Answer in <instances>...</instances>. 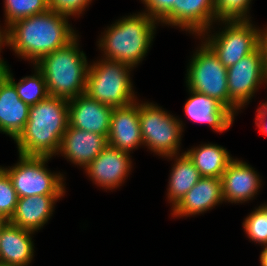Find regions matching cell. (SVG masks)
<instances>
[{
	"mask_svg": "<svg viewBox=\"0 0 267 266\" xmlns=\"http://www.w3.org/2000/svg\"><path fill=\"white\" fill-rule=\"evenodd\" d=\"M32 231L7 221L0 233V262L9 266H27L33 258Z\"/></svg>",
	"mask_w": 267,
	"mask_h": 266,
	"instance_id": "ffe728a7",
	"label": "cell"
},
{
	"mask_svg": "<svg viewBox=\"0 0 267 266\" xmlns=\"http://www.w3.org/2000/svg\"><path fill=\"white\" fill-rule=\"evenodd\" d=\"M221 178L201 177L172 209L174 217L196 215L222 203Z\"/></svg>",
	"mask_w": 267,
	"mask_h": 266,
	"instance_id": "ac0fdd59",
	"label": "cell"
},
{
	"mask_svg": "<svg viewBox=\"0 0 267 266\" xmlns=\"http://www.w3.org/2000/svg\"><path fill=\"white\" fill-rule=\"evenodd\" d=\"M35 75L22 78L15 82L8 66L2 73L14 84L21 100L29 106L45 100L49 95L43 74L35 67Z\"/></svg>",
	"mask_w": 267,
	"mask_h": 266,
	"instance_id": "cb8c5ba5",
	"label": "cell"
},
{
	"mask_svg": "<svg viewBox=\"0 0 267 266\" xmlns=\"http://www.w3.org/2000/svg\"><path fill=\"white\" fill-rule=\"evenodd\" d=\"M146 5L148 16L160 22L177 5V0H142Z\"/></svg>",
	"mask_w": 267,
	"mask_h": 266,
	"instance_id": "f546056e",
	"label": "cell"
},
{
	"mask_svg": "<svg viewBox=\"0 0 267 266\" xmlns=\"http://www.w3.org/2000/svg\"><path fill=\"white\" fill-rule=\"evenodd\" d=\"M133 68L118 61L102 59L88 67L85 94L113 108L135 101L129 71Z\"/></svg>",
	"mask_w": 267,
	"mask_h": 266,
	"instance_id": "5b68a950",
	"label": "cell"
},
{
	"mask_svg": "<svg viewBox=\"0 0 267 266\" xmlns=\"http://www.w3.org/2000/svg\"><path fill=\"white\" fill-rule=\"evenodd\" d=\"M29 108L19 97L14 84L0 72V132L15 140L25 127Z\"/></svg>",
	"mask_w": 267,
	"mask_h": 266,
	"instance_id": "e0dca14e",
	"label": "cell"
},
{
	"mask_svg": "<svg viewBox=\"0 0 267 266\" xmlns=\"http://www.w3.org/2000/svg\"><path fill=\"white\" fill-rule=\"evenodd\" d=\"M260 46L264 53V62L267 71V29L265 31L261 30L260 32Z\"/></svg>",
	"mask_w": 267,
	"mask_h": 266,
	"instance_id": "1f68e13d",
	"label": "cell"
},
{
	"mask_svg": "<svg viewBox=\"0 0 267 266\" xmlns=\"http://www.w3.org/2000/svg\"><path fill=\"white\" fill-rule=\"evenodd\" d=\"M112 112V106L91 99L84 93L68 100V126L107 137Z\"/></svg>",
	"mask_w": 267,
	"mask_h": 266,
	"instance_id": "8fae6325",
	"label": "cell"
},
{
	"mask_svg": "<svg viewBox=\"0 0 267 266\" xmlns=\"http://www.w3.org/2000/svg\"><path fill=\"white\" fill-rule=\"evenodd\" d=\"M259 179L249 164L233 159L221 177L223 200L231 203L251 200L261 186Z\"/></svg>",
	"mask_w": 267,
	"mask_h": 266,
	"instance_id": "2e32d148",
	"label": "cell"
},
{
	"mask_svg": "<svg viewBox=\"0 0 267 266\" xmlns=\"http://www.w3.org/2000/svg\"><path fill=\"white\" fill-rule=\"evenodd\" d=\"M158 22L146 12L130 15L108 27L99 40L106 60L118 61L134 67L145 57Z\"/></svg>",
	"mask_w": 267,
	"mask_h": 266,
	"instance_id": "277c9868",
	"label": "cell"
},
{
	"mask_svg": "<svg viewBox=\"0 0 267 266\" xmlns=\"http://www.w3.org/2000/svg\"><path fill=\"white\" fill-rule=\"evenodd\" d=\"M77 40L76 37L34 64L45 78L49 96L70 100L85 93L89 65Z\"/></svg>",
	"mask_w": 267,
	"mask_h": 266,
	"instance_id": "3957f363",
	"label": "cell"
},
{
	"mask_svg": "<svg viewBox=\"0 0 267 266\" xmlns=\"http://www.w3.org/2000/svg\"><path fill=\"white\" fill-rule=\"evenodd\" d=\"M6 26L17 20L46 12L48 0H5Z\"/></svg>",
	"mask_w": 267,
	"mask_h": 266,
	"instance_id": "d4e9b609",
	"label": "cell"
},
{
	"mask_svg": "<svg viewBox=\"0 0 267 266\" xmlns=\"http://www.w3.org/2000/svg\"><path fill=\"white\" fill-rule=\"evenodd\" d=\"M63 195H38L18 198L9 222L22 229L35 232L49 220L55 202Z\"/></svg>",
	"mask_w": 267,
	"mask_h": 266,
	"instance_id": "44dd1931",
	"label": "cell"
},
{
	"mask_svg": "<svg viewBox=\"0 0 267 266\" xmlns=\"http://www.w3.org/2000/svg\"><path fill=\"white\" fill-rule=\"evenodd\" d=\"M107 140L109 145L126 152L143 144L138 103L113 108Z\"/></svg>",
	"mask_w": 267,
	"mask_h": 266,
	"instance_id": "5bb4252c",
	"label": "cell"
},
{
	"mask_svg": "<svg viewBox=\"0 0 267 266\" xmlns=\"http://www.w3.org/2000/svg\"><path fill=\"white\" fill-rule=\"evenodd\" d=\"M108 145L107 137L68 126L58 153L86 168Z\"/></svg>",
	"mask_w": 267,
	"mask_h": 266,
	"instance_id": "9a60e30c",
	"label": "cell"
},
{
	"mask_svg": "<svg viewBox=\"0 0 267 266\" xmlns=\"http://www.w3.org/2000/svg\"><path fill=\"white\" fill-rule=\"evenodd\" d=\"M67 17L48 9L46 12L17 20L7 27V45L16 54L31 59L35 64L77 37L68 24Z\"/></svg>",
	"mask_w": 267,
	"mask_h": 266,
	"instance_id": "6da1fadb",
	"label": "cell"
},
{
	"mask_svg": "<svg viewBox=\"0 0 267 266\" xmlns=\"http://www.w3.org/2000/svg\"><path fill=\"white\" fill-rule=\"evenodd\" d=\"M184 153L199 170L201 177L221 178L233 160L225 148L216 144L201 145Z\"/></svg>",
	"mask_w": 267,
	"mask_h": 266,
	"instance_id": "7402d4cb",
	"label": "cell"
},
{
	"mask_svg": "<svg viewBox=\"0 0 267 266\" xmlns=\"http://www.w3.org/2000/svg\"><path fill=\"white\" fill-rule=\"evenodd\" d=\"M139 122L143 145L165 157L177 155L182 122L152 103L139 104Z\"/></svg>",
	"mask_w": 267,
	"mask_h": 266,
	"instance_id": "8992f818",
	"label": "cell"
},
{
	"mask_svg": "<svg viewBox=\"0 0 267 266\" xmlns=\"http://www.w3.org/2000/svg\"><path fill=\"white\" fill-rule=\"evenodd\" d=\"M261 266H267V244L264 245V249L260 255Z\"/></svg>",
	"mask_w": 267,
	"mask_h": 266,
	"instance_id": "836d02e7",
	"label": "cell"
},
{
	"mask_svg": "<svg viewBox=\"0 0 267 266\" xmlns=\"http://www.w3.org/2000/svg\"><path fill=\"white\" fill-rule=\"evenodd\" d=\"M68 125L67 99L48 96L31 105L25 127L14 140L19 154L49 158L58 154Z\"/></svg>",
	"mask_w": 267,
	"mask_h": 266,
	"instance_id": "7a4b0ae2",
	"label": "cell"
},
{
	"mask_svg": "<svg viewBox=\"0 0 267 266\" xmlns=\"http://www.w3.org/2000/svg\"><path fill=\"white\" fill-rule=\"evenodd\" d=\"M251 0H215V20H249L247 12Z\"/></svg>",
	"mask_w": 267,
	"mask_h": 266,
	"instance_id": "4316f807",
	"label": "cell"
},
{
	"mask_svg": "<svg viewBox=\"0 0 267 266\" xmlns=\"http://www.w3.org/2000/svg\"><path fill=\"white\" fill-rule=\"evenodd\" d=\"M0 266H9V265L0 262Z\"/></svg>",
	"mask_w": 267,
	"mask_h": 266,
	"instance_id": "d590c367",
	"label": "cell"
},
{
	"mask_svg": "<svg viewBox=\"0 0 267 266\" xmlns=\"http://www.w3.org/2000/svg\"><path fill=\"white\" fill-rule=\"evenodd\" d=\"M185 103V114L194 122L206 123L216 132L227 130L234 121V114L216 99L190 90Z\"/></svg>",
	"mask_w": 267,
	"mask_h": 266,
	"instance_id": "d6986e66",
	"label": "cell"
},
{
	"mask_svg": "<svg viewBox=\"0 0 267 266\" xmlns=\"http://www.w3.org/2000/svg\"><path fill=\"white\" fill-rule=\"evenodd\" d=\"M6 220L0 219V233H1V229L3 227V225L6 223Z\"/></svg>",
	"mask_w": 267,
	"mask_h": 266,
	"instance_id": "e575fe53",
	"label": "cell"
},
{
	"mask_svg": "<svg viewBox=\"0 0 267 266\" xmlns=\"http://www.w3.org/2000/svg\"><path fill=\"white\" fill-rule=\"evenodd\" d=\"M170 174L168 198L173 208L182 200L185 194L200 180L201 175L190 158L183 153L176 158Z\"/></svg>",
	"mask_w": 267,
	"mask_h": 266,
	"instance_id": "603a6c76",
	"label": "cell"
},
{
	"mask_svg": "<svg viewBox=\"0 0 267 266\" xmlns=\"http://www.w3.org/2000/svg\"><path fill=\"white\" fill-rule=\"evenodd\" d=\"M267 82L264 53L259 46L251 54L241 58L227 68L228 109L235 111L244 106L258 89L259 84Z\"/></svg>",
	"mask_w": 267,
	"mask_h": 266,
	"instance_id": "30bf717a",
	"label": "cell"
},
{
	"mask_svg": "<svg viewBox=\"0 0 267 266\" xmlns=\"http://www.w3.org/2000/svg\"><path fill=\"white\" fill-rule=\"evenodd\" d=\"M225 30L208 37L205 43L226 68L251 54L260 46V32L249 20L222 21Z\"/></svg>",
	"mask_w": 267,
	"mask_h": 266,
	"instance_id": "9c48e42d",
	"label": "cell"
},
{
	"mask_svg": "<svg viewBox=\"0 0 267 266\" xmlns=\"http://www.w3.org/2000/svg\"><path fill=\"white\" fill-rule=\"evenodd\" d=\"M14 167L2 169L8 174L18 198L38 195H64L61 174H54L45 167L49 157L22 156Z\"/></svg>",
	"mask_w": 267,
	"mask_h": 266,
	"instance_id": "52a82bcc",
	"label": "cell"
},
{
	"mask_svg": "<svg viewBox=\"0 0 267 266\" xmlns=\"http://www.w3.org/2000/svg\"><path fill=\"white\" fill-rule=\"evenodd\" d=\"M247 236L254 242L267 244V204L259 206L243 222Z\"/></svg>",
	"mask_w": 267,
	"mask_h": 266,
	"instance_id": "484cf974",
	"label": "cell"
},
{
	"mask_svg": "<svg viewBox=\"0 0 267 266\" xmlns=\"http://www.w3.org/2000/svg\"><path fill=\"white\" fill-rule=\"evenodd\" d=\"M18 196L10 177L0 167V219L9 221L13 215Z\"/></svg>",
	"mask_w": 267,
	"mask_h": 266,
	"instance_id": "83f0119b",
	"label": "cell"
},
{
	"mask_svg": "<svg viewBox=\"0 0 267 266\" xmlns=\"http://www.w3.org/2000/svg\"><path fill=\"white\" fill-rule=\"evenodd\" d=\"M215 0H177V5L160 21L202 36L215 20Z\"/></svg>",
	"mask_w": 267,
	"mask_h": 266,
	"instance_id": "4fadbf2b",
	"label": "cell"
},
{
	"mask_svg": "<svg viewBox=\"0 0 267 266\" xmlns=\"http://www.w3.org/2000/svg\"><path fill=\"white\" fill-rule=\"evenodd\" d=\"M92 0H48V9L65 15H79Z\"/></svg>",
	"mask_w": 267,
	"mask_h": 266,
	"instance_id": "f1b7e54d",
	"label": "cell"
},
{
	"mask_svg": "<svg viewBox=\"0 0 267 266\" xmlns=\"http://www.w3.org/2000/svg\"><path fill=\"white\" fill-rule=\"evenodd\" d=\"M257 112L255 124L259 127L260 132L267 135V102L262 103L261 108L259 107Z\"/></svg>",
	"mask_w": 267,
	"mask_h": 266,
	"instance_id": "4dcf8cb0",
	"label": "cell"
},
{
	"mask_svg": "<svg viewBox=\"0 0 267 266\" xmlns=\"http://www.w3.org/2000/svg\"><path fill=\"white\" fill-rule=\"evenodd\" d=\"M129 152L107 145L104 150L86 167V173L100 187L113 189L125 180L131 169Z\"/></svg>",
	"mask_w": 267,
	"mask_h": 266,
	"instance_id": "7c38bea8",
	"label": "cell"
},
{
	"mask_svg": "<svg viewBox=\"0 0 267 266\" xmlns=\"http://www.w3.org/2000/svg\"><path fill=\"white\" fill-rule=\"evenodd\" d=\"M201 45L187 69L188 89L210 96L228 108L227 68L205 43Z\"/></svg>",
	"mask_w": 267,
	"mask_h": 266,
	"instance_id": "ba28073f",
	"label": "cell"
},
{
	"mask_svg": "<svg viewBox=\"0 0 267 266\" xmlns=\"http://www.w3.org/2000/svg\"><path fill=\"white\" fill-rule=\"evenodd\" d=\"M5 42V43H4ZM3 44L7 45V30H0V50ZM7 67L6 62L0 58V72H2Z\"/></svg>",
	"mask_w": 267,
	"mask_h": 266,
	"instance_id": "d6a6232c",
	"label": "cell"
}]
</instances>
